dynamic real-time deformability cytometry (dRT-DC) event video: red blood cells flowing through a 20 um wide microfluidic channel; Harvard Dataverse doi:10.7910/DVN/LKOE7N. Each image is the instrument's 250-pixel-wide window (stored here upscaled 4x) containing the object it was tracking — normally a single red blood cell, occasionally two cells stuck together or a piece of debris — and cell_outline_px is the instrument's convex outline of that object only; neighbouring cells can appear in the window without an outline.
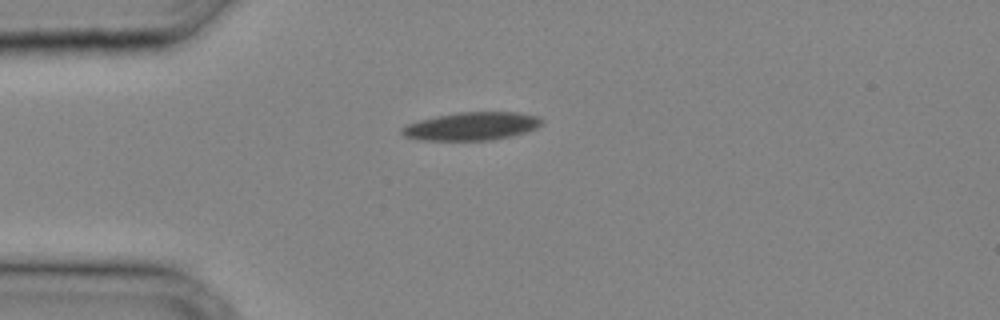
{"species": "common noctule bat (a hibernating species)", "species_latin": "Nyctalus noctula", "temperature_condition": "cold", "stored_images_in_passage": 25, "camera_frame_rate_fps": 3000, "um_per_image_px": 0.085, "animal": {"sex": "male", "body_mass_g": 20.4}, "frame": {"image": 1, "passage_image": 1, "time_ms": 0.0, "image_size_px": [1000, 320], "cell_outline_px": [[544, 124], [536, 128], [524, 132], [492, 140], [416, 140], [404, 136], [400, 132], [400, 128], [404, 124], [436, 116], [460, 112], [520, 112], [540, 116], [544, 120]], "centroid_in_image_um": [40.08, 10.72], "position_along_channel_um": 44.9, "area_um2": 23.12}}
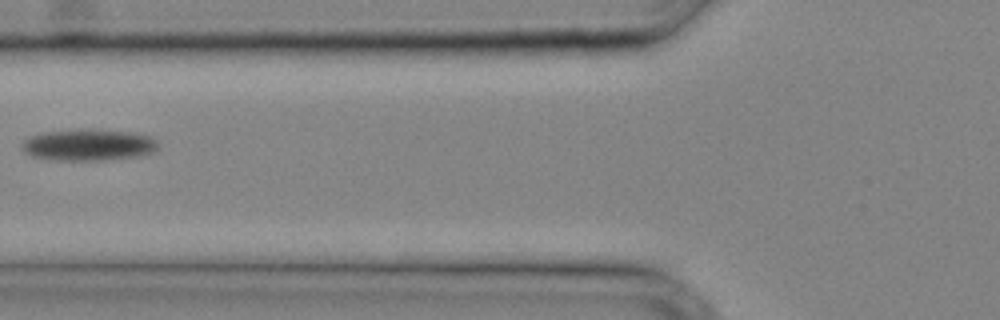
{"frame": {"image": 2, "passage_image": 6, "time_ms": 1.667, "image_size_px": [1000, 320], "cell_outline_px": [[160, 148], [156, 152], [140, 156], [108, 160], [52, 160], [32, 156], [24, 152], [20, 148], [20, 144], [28, 136], [40, 132], [132, 132], [152, 136], [160, 144]], "centroid_in_image_um": [7.55, 12.37], "position_along_channel_um": 118.2, "area_um2": 24.57}}
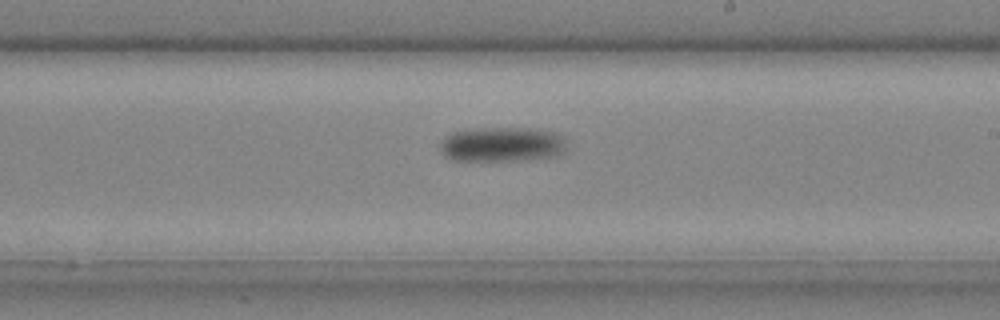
{"frame": {"image": 3, "passage_image": 13, "time_ms": 4.0, "image_size_px": [1000, 320], "cell_outline_px": [[564, 152], [552, 156], [512, 160], [448, 160], [440, 152], [440, 140], [444, 136], [452, 132], [480, 128], [524, 128], [552, 132], [564, 136]], "centroid_in_image_um": [42.57, 12.27], "position_along_channel_um": 246.4, "area_um2": 25.37}}